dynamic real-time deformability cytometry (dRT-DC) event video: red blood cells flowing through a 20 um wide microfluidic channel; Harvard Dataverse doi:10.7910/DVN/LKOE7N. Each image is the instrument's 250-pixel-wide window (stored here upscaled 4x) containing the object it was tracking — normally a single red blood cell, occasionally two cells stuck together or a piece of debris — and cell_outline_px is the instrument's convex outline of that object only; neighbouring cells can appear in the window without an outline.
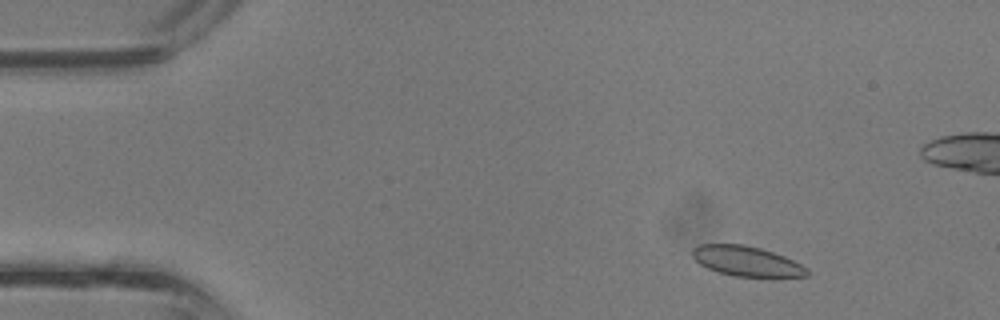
{"species": "common noctule bat (a hibernating species)", "species_latin": "Nyctalus noctula", "temperature_condition": "room temperature", "stored_images_in_passage": 38, "camera_frame_rate_fps": 3000, "um_per_image_px": 0.085, "animal": {"sex": "male", "body_mass_g": 13.3}, "frame": {"image": 1, "passage_image": 4, "time_ms": 1.0, "image_size_px": [1000, 320], "cell_outline_px": [[808, 276], [732, 276], [708, 268], [700, 264], [692, 256], [692, 248], [700, 244], [744, 244], [760, 248], [784, 256], [808, 268]], "centroid_in_image_um": [63.43, 22.18], "position_along_channel_um": 21.6, "area_um2": 19.77}}
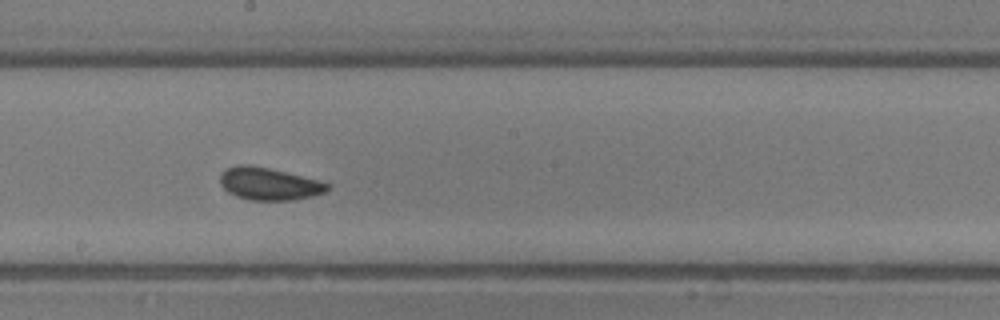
{"frame": {"image": 2, "passage_image": 20, "time_ms": 6.333, "image_size_px": [1000, 320], "cell_outline_px": [[328, 188], [324, 192], [312, 196], [292, 200], [248, 200], [236, 196], [228, 192], [220, 184], [220, 176], [228, 168], [240, 164], [248, 164], [268, 168], [320, 180], [328, 184]], "centroid_in_image_um": [22.85, 15.63], "position_along_channel_um": 225.4, "area_um2": 20.06}}
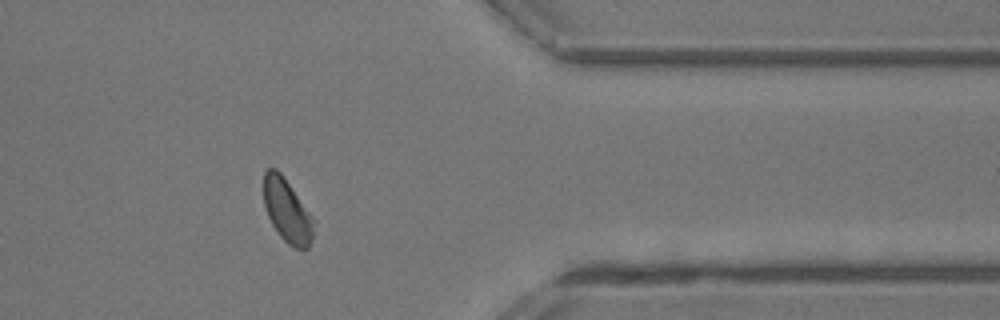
{"frame": {"image": 3, "passage_image": 30, "time_ms": 9.667, "image_size_px": [1000, 320], "cell_outline_px": [[316, 220], [312, 236], [308, 248], [296, 248], [288, 244], [280, 236], [272, 224], [268, 216], [264, 204], [264, 172], [268, 168], [276, 168], [280, 172]], "centroid_in_image_um": [24.42, 17.91], "position_along_channel_um": 387.0, "area_um2": 18.38}}